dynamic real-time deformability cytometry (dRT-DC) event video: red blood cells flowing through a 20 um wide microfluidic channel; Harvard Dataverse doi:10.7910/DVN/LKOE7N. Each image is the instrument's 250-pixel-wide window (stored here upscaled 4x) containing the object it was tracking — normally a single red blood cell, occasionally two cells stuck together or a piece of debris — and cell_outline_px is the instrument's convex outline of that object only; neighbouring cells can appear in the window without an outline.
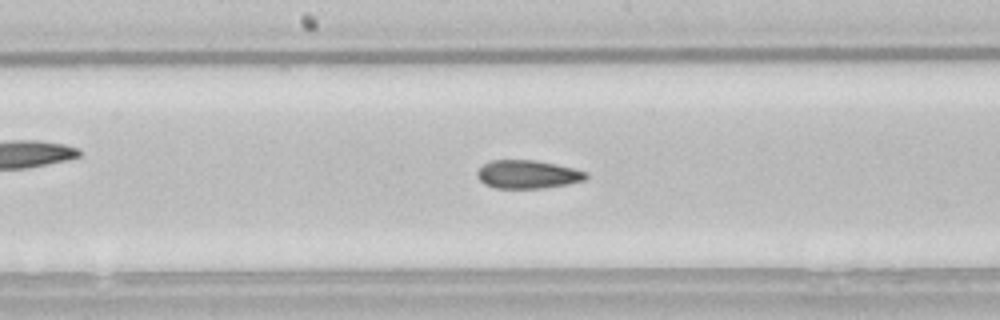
{"species": "common noctule bat (a hibernating species)", "species_latin": "Nyctalus noctula", "temperature_condition": "room temperature", "stored_images_in_passage": 49, "camera_frame_rate_fps": 3000, "um_per_image_px": 0.085, "animal": {"sex": "male", "body_mass_g": 21.5, "forearm_length_mm": 52.0}, "frame": {"image": 1, "passage_image": 22, "time_ms": 7.0, "image_size_px": [1000, 320], "cell_outline_px": [[588, 176], [584, 180], [568, 184], [544, 188], [496, 188], [484, 184], [476, 176], [476, 172], [488, 160], [536, 160], [556, 164], [588, 172]], "centroid_in_image_um": [44.84, 14.82], "position_along_channel_um": 203.4, "area_um2": 18.03}, "authors_computed_cell_mechanics": {"area_um2": 18.3804, "velocity_mm_per_s": 3.8288, "shape_relaxation_time_tau1_ms": 5.7736, "shape_relaxation_time_tau2_ms": 2.629, "deformation_change_tau1": 0.1492, "deformation_change_tau2": 0.0896}}